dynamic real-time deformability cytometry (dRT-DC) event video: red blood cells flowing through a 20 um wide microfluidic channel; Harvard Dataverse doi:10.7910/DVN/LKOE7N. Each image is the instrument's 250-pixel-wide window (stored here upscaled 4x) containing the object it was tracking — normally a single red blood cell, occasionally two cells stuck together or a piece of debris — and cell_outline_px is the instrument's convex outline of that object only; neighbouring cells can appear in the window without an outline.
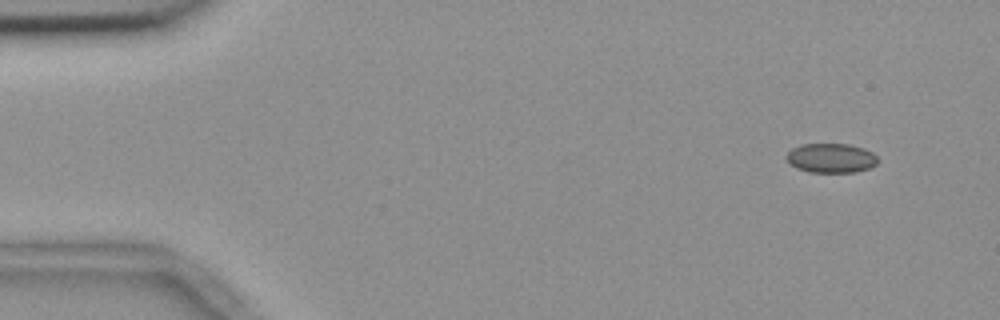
{"species": "common noctule bat (a hibernating species)", "species_latin": "Nyctalus noctula", "temperature_condition": "room temperature", "stored_images_in_passage": 14, "camera_frame_rate_fps": 3000, "um_per_image_px": 0.085, "animal": {"sex": "female", "body_mass_g": 18.4}, "frame": {"image": 1, "passage_image": 1, "time_ms": 0.0, "image_size_px": [1000, 320], "cell_outline_px": [[876, 164], [868, 168], [856, 172], [808, 172], [796, 168], [784, 156], [792, 148], [800, 144], [848, 144], [864, 148], [872, 152], [876, 156]], "centroid_in_image_um": [70.61, 13.43], "position_along_channel_um": 14.4, "area_um2": 15.61}}
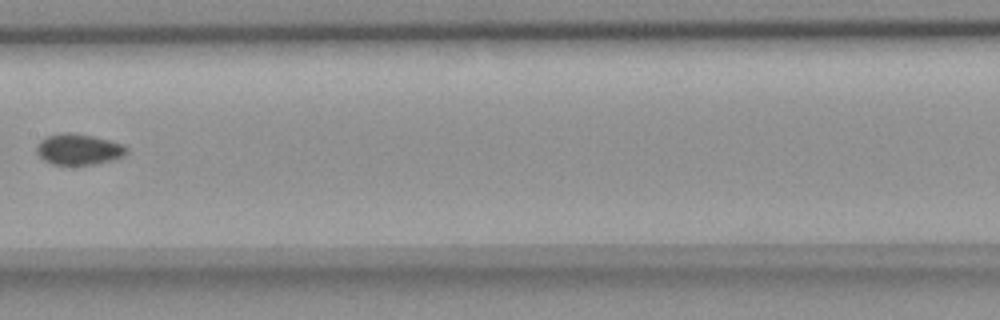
{"frame": {"image": 2, "passage_image": 7, "time_ms": 2.0, "image_size_px": [1000, 320], "cell_outline_px": [[128, 152], [124, 156], [112, 160], [96, 164], [52, 164], [44, 160], [36, 152], [36, 144], [44, 136], [64, 132], [72, 132], [112, 140], [124, 144], [128, 148]], "centroid_in_image_um": [6.69, 12.67], "position_along_channel_um": 200.7, "area_um2": 16.47}}
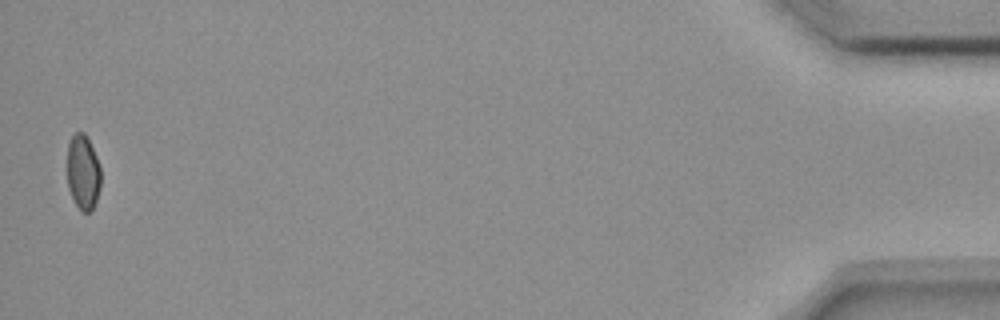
{"frame": {"image": 3, "passage_image": 14, "time_ms": 4.333, "image_size_px": [1000, 320], "cell_outline_px": [[100, 188], [92, 212], [80, 212], [68, 188], [68, 144], [72, 136], [76, 132], [84, 132], [96, 156], [100, 168]], "centroid_in_image_um": [7.06, 14.68], "position_along_channel_um": 428.1, "area_um2": 14.57}}